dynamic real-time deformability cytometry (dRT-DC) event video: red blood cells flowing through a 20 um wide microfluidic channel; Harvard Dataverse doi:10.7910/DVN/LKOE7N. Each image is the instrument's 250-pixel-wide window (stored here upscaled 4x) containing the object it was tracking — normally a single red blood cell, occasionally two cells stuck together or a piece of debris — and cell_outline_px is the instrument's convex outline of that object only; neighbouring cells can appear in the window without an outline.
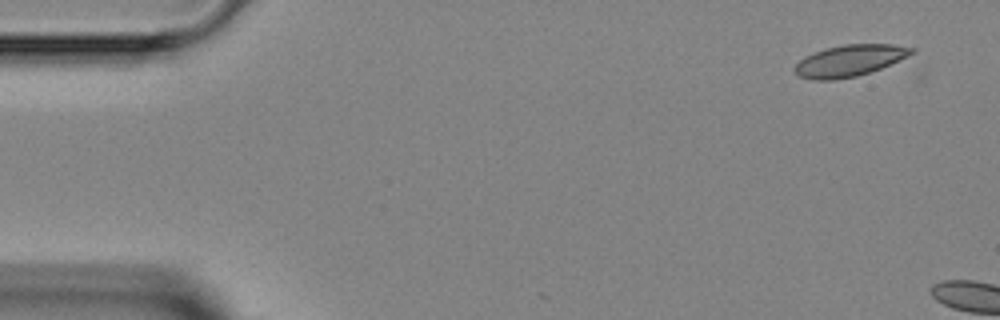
{"species": "Egyptian fruit bat (a non-hibernating species)", "species_latin": "Rousettus aegyptiacus", "temperature_condition": "room temperature", "stored_images_in_passage": 2, "camera_frame_rate_fps": 3000, "um_per_image_px": 0.085, "animal": {"sex": "female"}, "frame": {"image": 1, "passage_image": 1, "time_ms": 0.0, "image_size_px": [1000, 320], "cell_outline_px": [[916, 52], [908, 56], [880, 68], [856, 76], [832, 80], [812, 80], [800, 76], [792, 68], [804, 56], [812, 52], [824, 48], [844, 44], [892, 44], [916, 48]], "centroid_in_image_um": [72.19, 5.14], "position_along_channel_um": 12.8, "area_um2": 21.44}}